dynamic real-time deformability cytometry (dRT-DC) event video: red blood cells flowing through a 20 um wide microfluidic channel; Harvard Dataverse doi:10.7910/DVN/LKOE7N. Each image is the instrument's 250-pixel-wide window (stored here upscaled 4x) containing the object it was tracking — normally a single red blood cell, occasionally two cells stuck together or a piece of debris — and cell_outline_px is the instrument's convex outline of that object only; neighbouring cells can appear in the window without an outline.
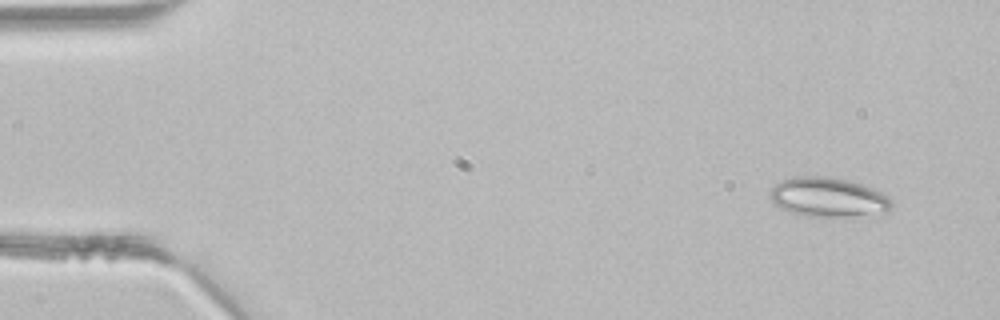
{"species": "common noctule bat (a hibernating species)", "species_latin": "Nyctalus noctula", "temperature_condition": "room temperature", "stored_images_in_passage": 3, "camera_frame_rate_fps": 3000, "um_per_image_px": 0.085, "animal": {"sex": "male", "body_mass_g": 21.5, "forearm_length_mm": 52.0}, "frame": {"image": 1, "passage_image": 1, "time_ms": 0.0, "image_size_px": [1000, 320], "cell_outline_px": [[892, 208], [884, 212], [840, 216], [804, 216], [780, 208], [772, 200], [772, 188], [780, 180], [796, 176], [824, 176], [848, 180], [872, 188], [888, 196], [892, 200]], "centroid_in_image_um": [70.39, 16.75], "position_along_channel_um": 14.6, "area_um2": 27.4}}